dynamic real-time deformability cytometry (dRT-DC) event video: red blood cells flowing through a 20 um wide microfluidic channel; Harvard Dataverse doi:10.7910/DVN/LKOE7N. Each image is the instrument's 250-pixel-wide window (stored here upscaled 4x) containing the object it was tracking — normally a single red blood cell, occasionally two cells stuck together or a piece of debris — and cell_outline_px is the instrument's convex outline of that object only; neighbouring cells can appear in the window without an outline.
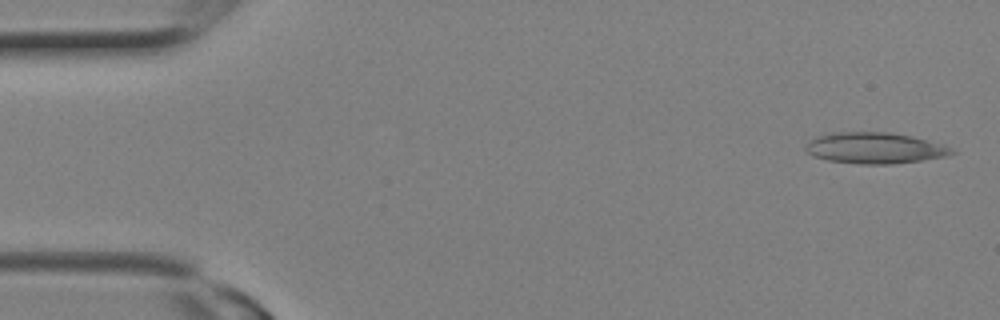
{"species": "Egyptian fruit bat (a non-hibernating species)", "species_latin": "Rousettus aegyptiacus", "temperature_condition": "room temperature", "stored_images_in_passage": 7, "camera_frame_rate_fps": 3000, "um_per_image_px": 0.085, "animal": {"sex": "female"}, "frame": {"image": 1, "passage_image": 1, "time_ms": 0.0, "image_size_px": [1000, 320], "cell_outline_px": [[956, 152], [948, 156], [892, 164], [860, 164], [828, 160], [812, 156], [804, 152], [804, 144], [808, 140], [824, 132], [892, 132], [912, 136], [944, 144], [952, 148]], "centroid_in_image_um": [74.29, 12.57], "position_along_channel_um": 10.7, "area_um2": 26.99}}
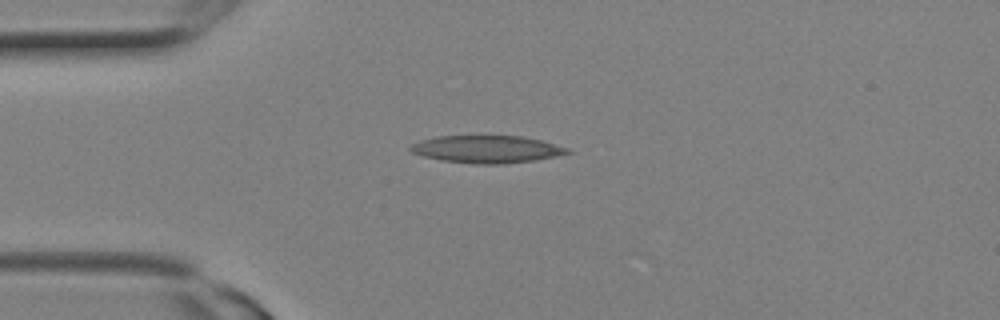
{"frame": {"image": 2, "passage_image": 6, "time_ms": 1.667, "image_size_px": [1000, 320], "cell_outline_px": [[572, 152], [556, 156], [536, 160], [504, 164], [476, 164], [440, 160], [424, 156], [412, 152], [408, 148], [412, 144], [420, 140], [436, 136], [520, 136], [540, 140], [568, 148]], "centroid_in_image_um": [41.36, 12.69], "position_along_channel_um": 43.6, "area_um2": 25.03}}